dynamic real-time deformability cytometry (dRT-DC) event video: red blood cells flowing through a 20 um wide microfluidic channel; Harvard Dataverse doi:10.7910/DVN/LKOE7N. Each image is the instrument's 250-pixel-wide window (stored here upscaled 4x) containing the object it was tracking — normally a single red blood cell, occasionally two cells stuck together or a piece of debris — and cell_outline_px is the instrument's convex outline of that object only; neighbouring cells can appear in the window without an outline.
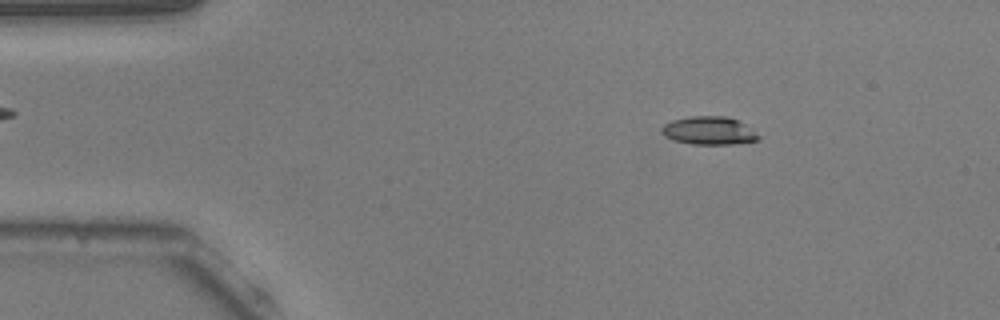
{"species": "common noctule bat (a hibernating species)", "species_latin": "Nyctalus noctula", "temperature_condition": "warm", "stored_images_in_passage": 47, "camera_frame_rate_fps": 3000, "um_per_image_px": 0.085, "animal": {"sex": "male", "body_mass_g": 20.5, "forearm_length_mm": 52.5}, "frame": {"image": 1, "passage_image": 2, "time_ms": 0.333, "image_size_px": [1000, 320], "cell_outline_px": [[760, 136], [756, 140], [732, 144], [692, 144], [676, 140], [664, 136], [660, 132], [660, 128], [664, 124], [672, 120], [692, 116], [724, 116], [736, 120], [744, 124]], "centroid_in_image_um": [60.21, 11.1], "position_along_channel_um": 24.8, "area_um2": 15.61}}
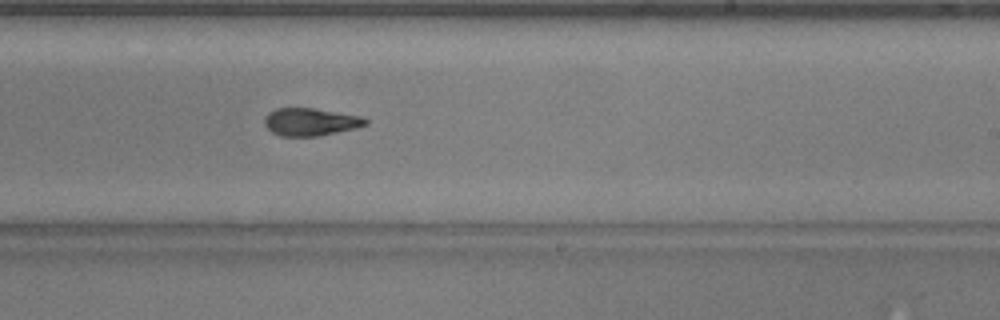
{"frame": {"image": 2, "passage_image": 26, "time_ms": 8.333, "image_size_px": [1000, 320], "cell_outline_px": [[368, 124], [356, 128], [320, 136], [280, 136], [272, 132], [264, 124], [264, 116], [268, 112], [276, 108], [312, 108], [360, 116], [368, 120]], "centroid_in_image_um": [26.37, 10.36], "position_along_channel_um": 262.6, "area_um2": 16.3}}
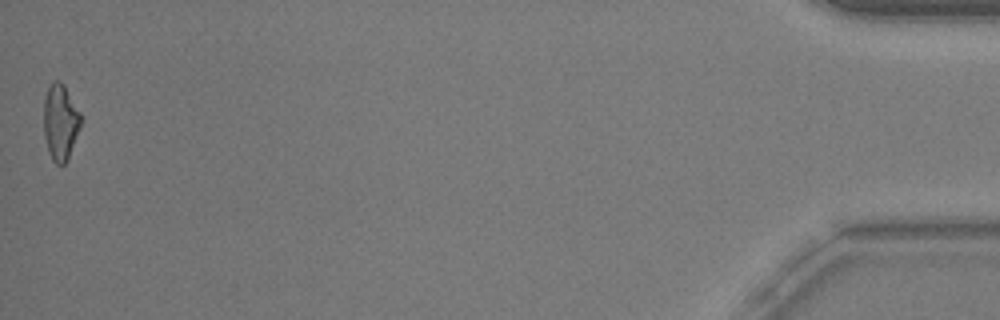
{"frame": {"image": 3, "passage_image": 47, "time_ms": 15.333, "image_size_px": [1000, 320], "cell_outline_px": [[80, 128], [68, 160], [64, 164], [56, 164], [52, 160], [48, 152], [44, 136], [44, 100], [48, 88], [52, 80], [60, 80], [64, 84], [80, 112]], "centroid_in_image_um": [5.12, 10.38], "position_along_channel_um": 430.1, "area_um2": 16.53}, "authors_computed_cell_mechanics": {"area_um2": 16.5308, "velocity_mm_per_s": 3.8035, "shape_relaxation_time_tau1_ms": 2.4359, "shape_relaxation_time_tau2_ms": 2.6734, "deformation_change_tau1": 0.1637, "deformation_change_tau2": 0.1197}}